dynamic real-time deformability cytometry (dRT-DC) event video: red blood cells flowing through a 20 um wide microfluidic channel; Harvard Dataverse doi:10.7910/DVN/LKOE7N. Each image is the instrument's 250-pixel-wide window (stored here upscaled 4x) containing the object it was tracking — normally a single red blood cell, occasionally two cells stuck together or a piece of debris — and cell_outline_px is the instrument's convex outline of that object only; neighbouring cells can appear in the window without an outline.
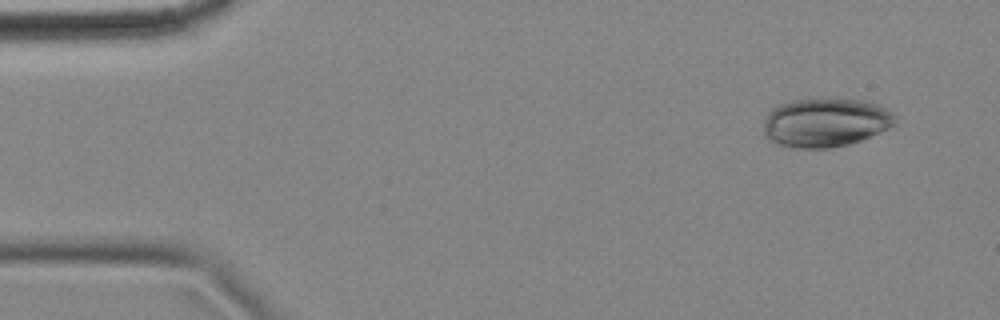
{"species": "common noctule bat (a hibernating species)", "species_latin": "Nyctalus noctula", "temperature_condition": "cold", "stored_images_in_passage": 4, "camera_frame_rate_fps": 3000, "um_per_image_px": 0.085, "animal": {"sex": "female", "body_mass_g": 18.4}, "frame": {"image": 1, "passage_image": 1, "time_ms": 0.0, "image_size_px": [1000, 320], "cell_outline_px": [[896, 124], [892, 128], [860, 140], [848, 144], [828, 148], [792, 148], [768, 140], [764, 136], [764, 120], [768, 112], [772, 108], [780, 104], [792, 100], [820, 96], [824, 96], [864, 100], [880, 104], [892, 112], [896, 116]], "centroid_in_image_um": [70.19, 10.37], "position_along_channel_um": 14.8, "area_um2": 38.61}}
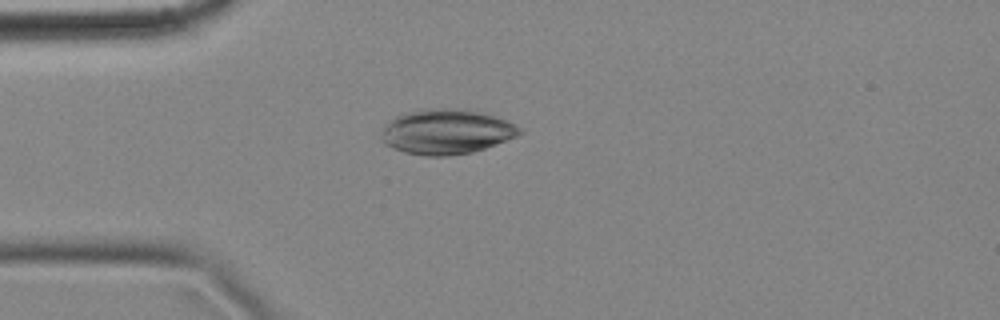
{"frame": {"image": 2, "passage_image": 4, "time_ms": 1.0, "image_size_px": [1000, 320], "cell_outline_px": [[524, 132], [516, 136], [484, 148], [472, 152], [448, 156], [428, 156], [404, 152], [380, 140], [380, 136], [388, 120], [404, 112], [420, 108], [468, 108], [504, 120], [520, 128]], "centroid_in_image_um": [37.9, 11.17], "position_along_channel_um": 47.1, "area_um2": 36.13}}